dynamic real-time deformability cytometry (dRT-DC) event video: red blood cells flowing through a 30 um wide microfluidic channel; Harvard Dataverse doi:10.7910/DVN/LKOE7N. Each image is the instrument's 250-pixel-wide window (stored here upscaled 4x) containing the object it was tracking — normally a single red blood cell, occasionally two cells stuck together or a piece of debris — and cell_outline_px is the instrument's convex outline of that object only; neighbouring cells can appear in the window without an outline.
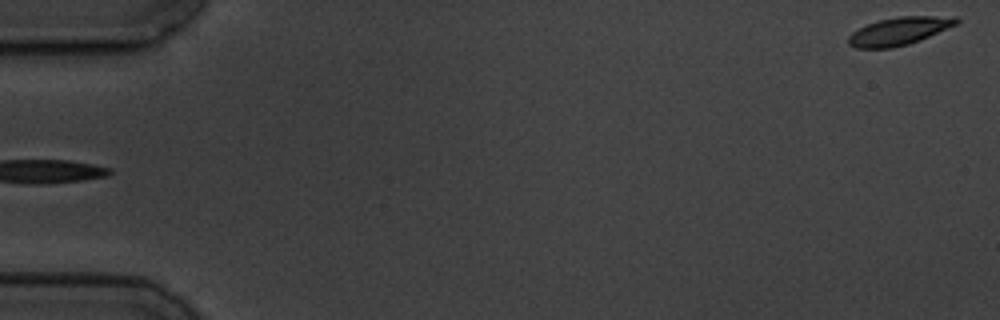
{"species": "common noctule bat (a hibernating species)", "species_latin": "Nyctalus noctula", "temperature_condition": "cold", "stored_images_in_passage": 5, "segment_of_instrument_passage": [2, 2], "camera_frame_rate_fps": 3000, "um_per_image_px": 0.085, "animal": {"sex": "male", "body_mass_g": 19.5, "forearm_length_mm": 54.6}, "frame": {"image": 1, "passage_image": 5, "time_ms": 5.333, "image_size_px": [1000, 320], "cell_outline_px": [[960, 20], [956, 24], [920, 40], [908, 44], [892, 48], [856, 48], [848, 44], [848, 36], [852, 32], [868, 24], [880, 20], [900, 16], [956, 16]], "centroid_in_image_um": [76.42, 2.64], "position_along_channel_um": 8.6, "area_um2": 17.34}}